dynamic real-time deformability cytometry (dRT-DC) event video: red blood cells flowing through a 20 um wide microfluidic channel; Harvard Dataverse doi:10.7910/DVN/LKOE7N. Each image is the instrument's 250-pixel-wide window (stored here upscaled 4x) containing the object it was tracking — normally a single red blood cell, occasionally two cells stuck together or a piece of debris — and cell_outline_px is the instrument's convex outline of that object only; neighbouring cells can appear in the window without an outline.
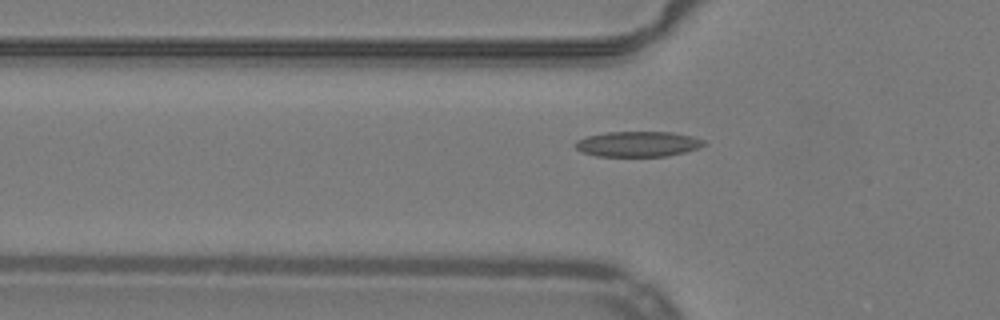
{"species": "common noctule bat (a hibernating species)", "species_latin": "Nyctalus noctula", "temperature_condition": "warm", "stored_images_in_passage": 44, "camera_frame_rate_fps": 3000, "um_per_image_px": 0.085, "animal": {"sex": "male", "body_mass_g": 19.2, "forearm_length_mm": 51.8}, "frame": {"image": 1, "passage_image": 16, "time_ms": 5.0, "image_size_px": [1000, 320], "cell_outline_px": [[708, 144], [684, 152], [664, 156], [596, 156], [580, 152], [572, 144], [576, 140], [588, 136], [608, 132], [672, 132], [692, 136], [704, 140]], "centroid_in_image_um": [54.18, 12.24], "position_along_channel_um": 71.6, "area_um2": 19.02}}
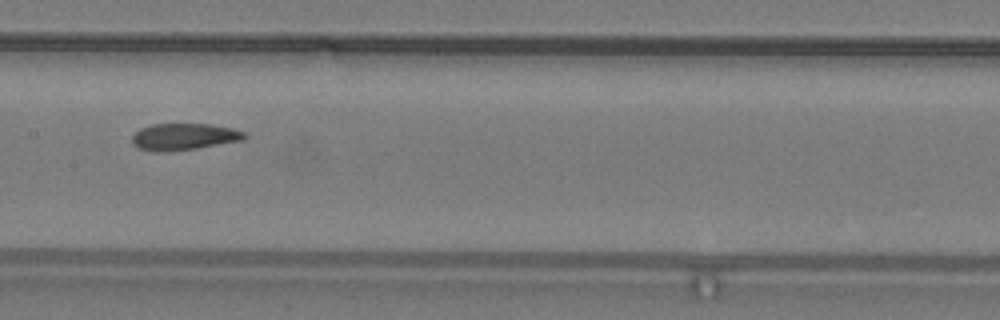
{"frame": {"image": 2, "passage_image": 25, "time_ms": 8.0, "image_size_px": [1000, 320], "cell_outline_px": [[248, 136], [244, 140], [196, 148], [164, 152], [152, 152], [136, 148], [132, 144], [132, 136], [140, 128], [152, 124], [208, 124], [232, 128], [244, 132]], "centroid_in_image_um": [15.6, 11.63], "position_along_channel_um": 191.8, "area_um2": 17.63}}
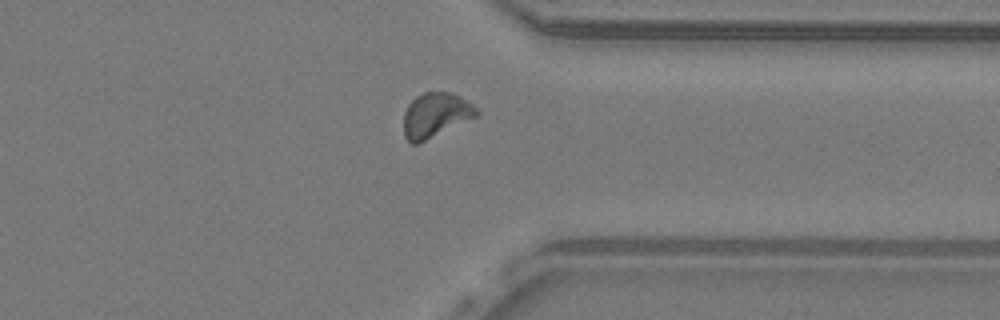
{"frame": {"image": 3, "passage_image": 39, "time_ms": 12.667, "image_size_px": [1000, 320], "cell_outline_px": [[480, 112], [476, 116], [420, 144], [412, 144], [404, 136], [404, 112], [408, 104], [416, 96], [424, 92], [448, 92], [460, 96], [472, 104]], "centroid_in_image_um": [37.0, 9.8], "position_along_channel_um": 374.4, "area_um2": 18.96}, "authors_computed_cell_mechanics": {"area_um2": 18.2648, "velocity_mm_per_s": 3.9781, "shape_relaxation_time_tau1_ms": 6.7305, "shape_relaxation_time_tau2_ms": 1.6244, "deformation_change_tau1": 0.1709, "deformation_change_tau2": 0.0582}}